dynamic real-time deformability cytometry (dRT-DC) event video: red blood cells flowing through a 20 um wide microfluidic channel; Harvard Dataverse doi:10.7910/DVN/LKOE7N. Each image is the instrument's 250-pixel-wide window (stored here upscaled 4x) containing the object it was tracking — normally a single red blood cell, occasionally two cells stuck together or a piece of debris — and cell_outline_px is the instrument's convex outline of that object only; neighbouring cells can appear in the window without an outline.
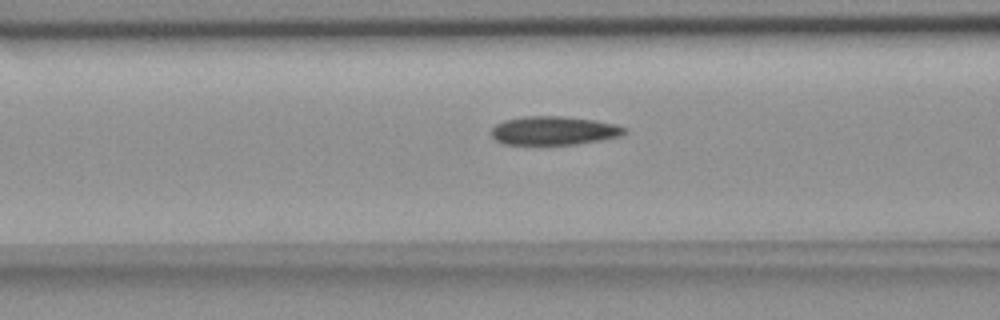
{"species": "common noctule bat (a hibernating species)", "species_latin": "Nyctalus noctula", "temperature_condition": "room temperature", "stored_images_in_passage": 9, "camera_frame_rate_fps": 3000, "um_per_image_px": 0.085, "animal": {"sex": "female", "body_mass_g": 18.4}, "frame": {"image": 1, "passage_image": 7, "time_ms": 7.667, "image_size_px": [1000, 320], "cell_outline_px": [[628, 132], [620, 136], [600, 140], [576, 144], [504, 144], [496, 140], [492, 136], [492, 128], [496, 124], [504, 120], [524, 116], [564, 116], [596, 120], [616, 124], [628, 128]], "centroid_in_image_um": [47.12, 11.09], "position_along_channel_um": 119.5, "area_um2": 22.31}}
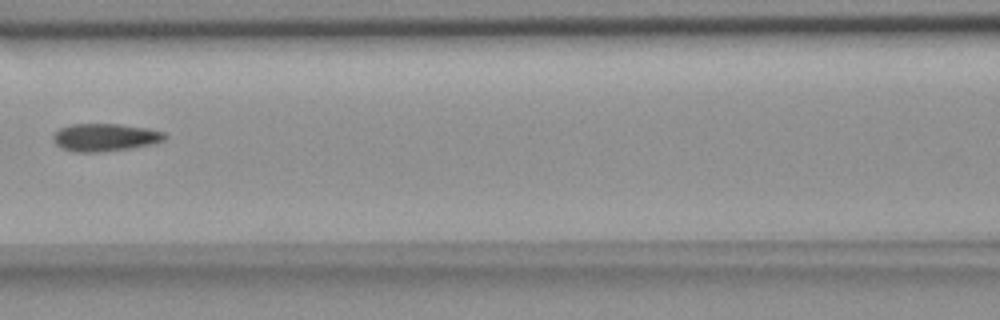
{"frame": {"image": 2, "passage_image": 9, "time_ms": 10.667, "image_size_px": [1000, 320], "cell_outline_px": [[168, 136], [164, 140], [152, 144], [128, 148], [100, 152], [76, 152], [64, 148], [56, 144], [52, 140], [52, 136], [60, 128], [72, 124], [120, 124], [148, 128], [164, 132]], "centroid_in_image_um": [8.94, 11.67], "position_along_channel_um": 157.7, "area_um2": 17.92}}